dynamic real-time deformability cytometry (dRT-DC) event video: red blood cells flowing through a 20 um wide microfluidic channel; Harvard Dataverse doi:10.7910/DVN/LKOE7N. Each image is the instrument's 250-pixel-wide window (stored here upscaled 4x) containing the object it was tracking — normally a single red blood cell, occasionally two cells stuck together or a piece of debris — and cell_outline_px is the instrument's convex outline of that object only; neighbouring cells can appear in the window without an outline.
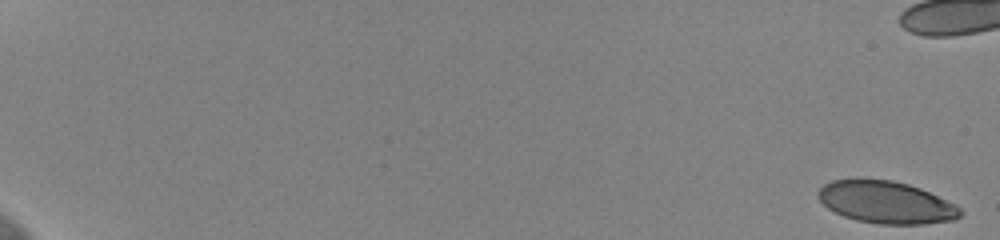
{"species": "human", "species_latin": "Homo sapiens", "temperature_condition": "cold", "stored_images_in_passage": 16, "camera_frame_rate_fps": 3000, "um_per_image_px": 0.085, "donor": {"sex": "female"}, "frame": {"image": 1, "passage_image": 1, "time_ms": 0.0, "image_size_px": [1000, 240], "cell_outline_px": [[964, 212], [956, 220], [924, 224], [880, 224], [856, 220], [844, 216], [828, 208], [816, 196], [820, 188], [824, 184], [832, 180], [856, 176], [892, 180], [908, 184], [920, 188], [956, 204]], "centroid_in_image_um": [75.31, 17.16], "position_along_channel_um": 9.7, "area_um2": 35.66}}